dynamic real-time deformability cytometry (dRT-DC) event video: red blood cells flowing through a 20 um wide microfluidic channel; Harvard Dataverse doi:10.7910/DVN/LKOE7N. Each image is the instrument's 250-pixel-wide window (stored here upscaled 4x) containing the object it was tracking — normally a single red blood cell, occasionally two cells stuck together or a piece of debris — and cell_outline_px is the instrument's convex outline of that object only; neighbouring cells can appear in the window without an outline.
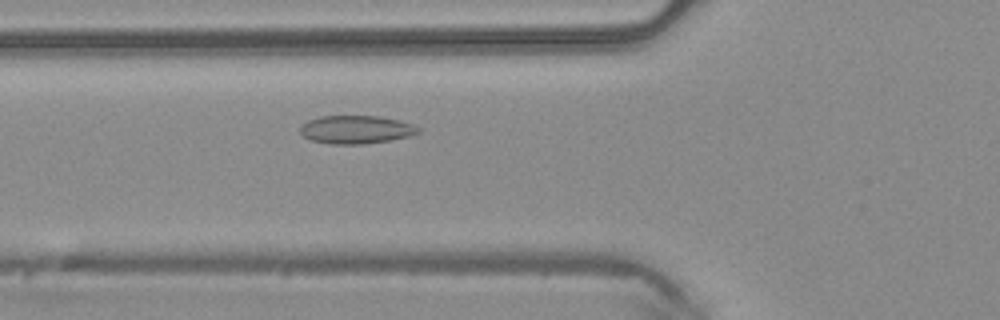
{"species": "common noctule bat (a hibernating species)", "species_latin": "Nyctalus noctula", "temperature_condition": "warm", "stored_images_in_passage": 40, "camera_frame_rate_fps": 3000, "um_per_image_px": 0.085, "animal": {"sex": "male", "body_mass_g": 20.4}, "frame": {"image": 1, "passage_image": 9, "time_ms": 2.667, "image_size_px": [1000, 320], "cell_outline_px": [[420, 132], [412, 136], [392, 140], [364, 144], [332, 144], [312, 140], [304, 136], [300, 132], [300, 128], [308, 120], [320, 116], [376, 116], [400, 120], [412, 124], [420, 128]], "centroid_in_image_um": [30.31, 11.02], "position_along_channel_um": 95.5, "area_um2": 19.42}}
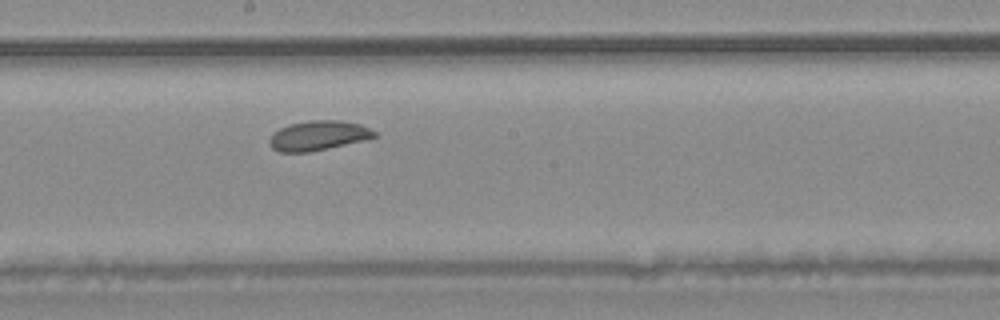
{"frame": {"image": 2, "passage_image": 18, "time_ms": 5.667, "image_size_px": [1000, 320], "cell_outline_px": [[376, 136], [328, 148], [308, 152], [280, 152], [272, 148], [268, 144], [268, 140], [280, 128], [288, 124], [312, 120], [340, 120], [360, 124], [376, 132]], "centroid_in_image_um": [27.0, 11.52], "position_along_channel_um": 221.2, "area_um2": 17.8}}
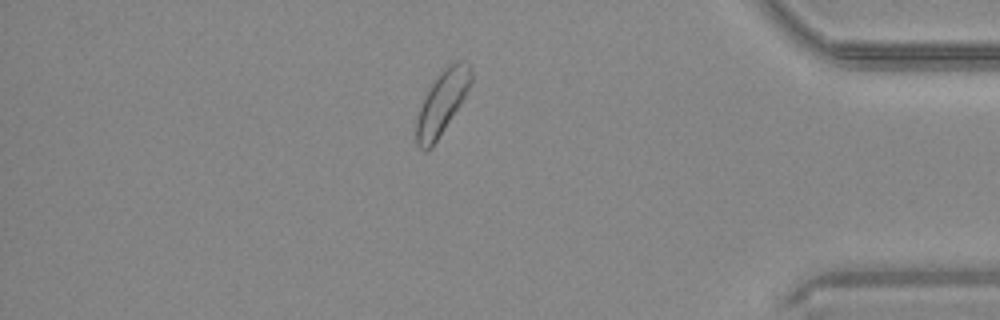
{"frame": {"image": 3, "passage_image": 33, "time_ms": 10.667, "image_size_px": [1000, 320], "cell_outline_px": [[472, 80], [460, 104], [432, 148], [424, 152], [416, 144], [416, 120], [424, 96], [440, 72], [448, 64], [456, 60], [460, 60], [472, 64]], "centroid_in_image_um": [37.57, 8.71], "position_along_channel_um": 397.6, "area_um2": 20.11}}